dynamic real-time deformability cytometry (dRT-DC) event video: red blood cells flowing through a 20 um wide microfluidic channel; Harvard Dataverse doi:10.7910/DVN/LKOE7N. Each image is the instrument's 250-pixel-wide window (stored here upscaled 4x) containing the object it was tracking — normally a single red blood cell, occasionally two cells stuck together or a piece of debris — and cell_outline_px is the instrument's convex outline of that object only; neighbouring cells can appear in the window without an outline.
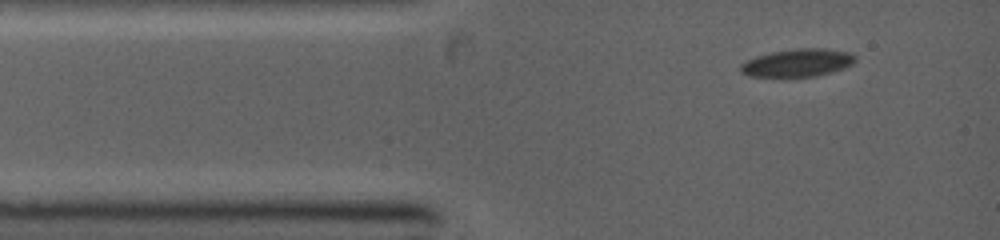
{"species": "common noctule bat (a hibernating species)", "species_latin": "Nyctalus noctula", "temperature_condition": "warm", "stored_images_in_passage": 2, "camera_frame_rate_fps": 5000, "um_per_image_px": 0.085, "animal": {"sex": "female", "body_mass_g": 19.0, "forearm_length_mm": 53.3}, "frame": {"image": 1, "passage_image": 1, "time_ms": 0.0, "image_size_px": [1000, 240], "cell_outline_px": [[856, 60], [852, 64], [844, 68], [832, 72], [816, 76], [784, 80], [748, 76], [740, 72], [740, 64], [756, 56], [772, 52], [800, 48], [824, 48], [852, 52], [856, 56]], "centroid_in_image_um": [67.77, 5.39], "position_along_channel_um": 17.2, "area_um2": 19.54}}